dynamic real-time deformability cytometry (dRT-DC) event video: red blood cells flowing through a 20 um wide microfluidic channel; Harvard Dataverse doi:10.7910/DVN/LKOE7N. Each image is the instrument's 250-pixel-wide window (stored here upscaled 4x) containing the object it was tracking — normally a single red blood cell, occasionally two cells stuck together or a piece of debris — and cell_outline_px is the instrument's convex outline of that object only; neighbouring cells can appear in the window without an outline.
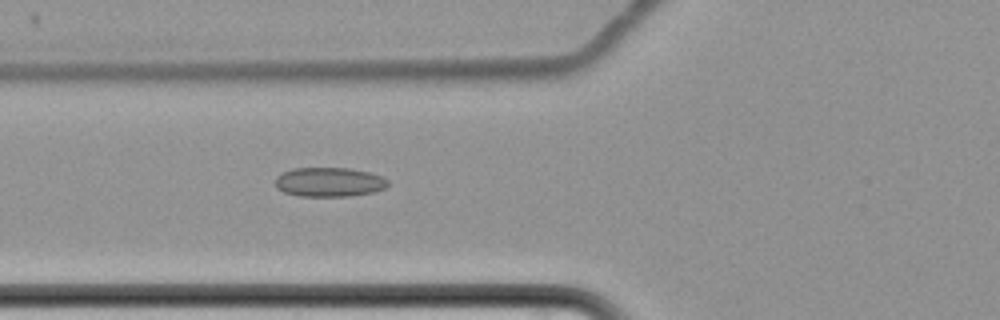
{"species": "common noctule bat (a hibernating species)", "species_latin": "Nyctalus noctula", "temperature_condition": "cold", "stored_images_in_passage": 9, "camera_frame_rate_fps": 3000, "um_per_image_px": 0.085, "animal": {"sex": "female", "body_mass_g": 22.7, "forearm_length_mm": 54.2}, "frame": {"image": 1, "passage_image": 9, "time_ms": 10.333, "image_size_px": [1000, 320], "cell_outline_px": [[388, 184], [384, 188], [372, 192], [348, 196], [300, 196], [284, 192], [276, 188], [276, 176], [292, 168], [352, 168], [384, 176], [388, 180]], "centroid_in_image_um": [27.98, 15.47], "position_along_channel_um": 97.8, "area_um2": 19.25}}